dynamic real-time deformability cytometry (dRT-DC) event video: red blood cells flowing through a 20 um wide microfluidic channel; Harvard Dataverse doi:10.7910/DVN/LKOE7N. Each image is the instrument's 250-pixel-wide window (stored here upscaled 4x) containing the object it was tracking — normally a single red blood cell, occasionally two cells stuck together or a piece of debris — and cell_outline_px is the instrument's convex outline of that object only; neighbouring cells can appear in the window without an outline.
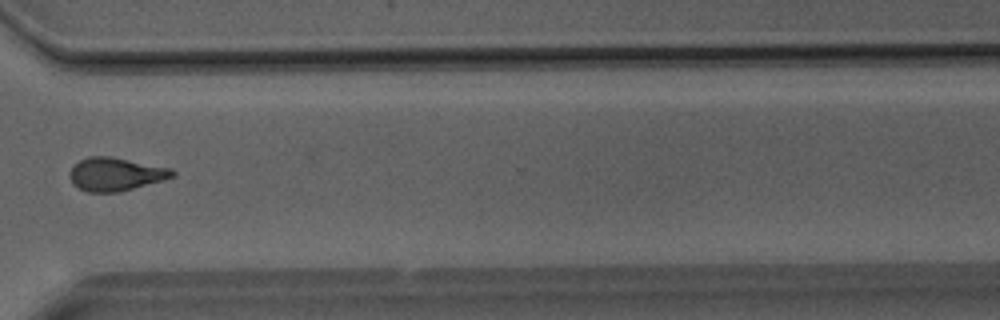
{"species": "Egyptian fruit bat (a non-hibernating species)", "species_latin": "Rousettus aegyptiacus", "temperature_condition": "room temperature", "stored_images_in_passage": 37, "camera_frame_rate_fps": 3000, "um_per_image_px": 0.085, "animal": {"sex": "male"}, "frame": {"image": 1, "passage_image": 27, "time_ms": 8.667, "image_size_px": [1000, 320], "cell_outline_px": [[176, 176], [164, 180], [120, 192], [88, 192], [72, 184], [68, 176], [72, 168], [80, 160], [88, 156], [112, 156], [172, 168], [176, 172]], "centroid_in_image_um": [9.86, 14.8], "position_along_channel_um": 360.7, "area_um2": 20.11}}
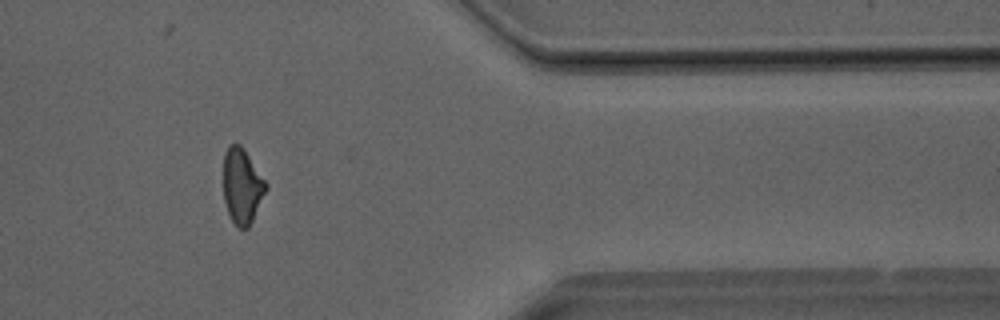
{"frame": {"image": 2, "passage_image": 30, "time_ms": 9.667, "image_size_px": [1000, 320], "cell_outline_px": [[268, 188], [248, 228], [240, 228], [232, 220], [228, 212], [224, 200], [224, 152], [228, 144], [240, 144], [244, 148], [268, 184]], "centroid_in_image_um": [20.58, 15.77], "position_along_channel_um": 390.8, "area_um2": 18.61}}
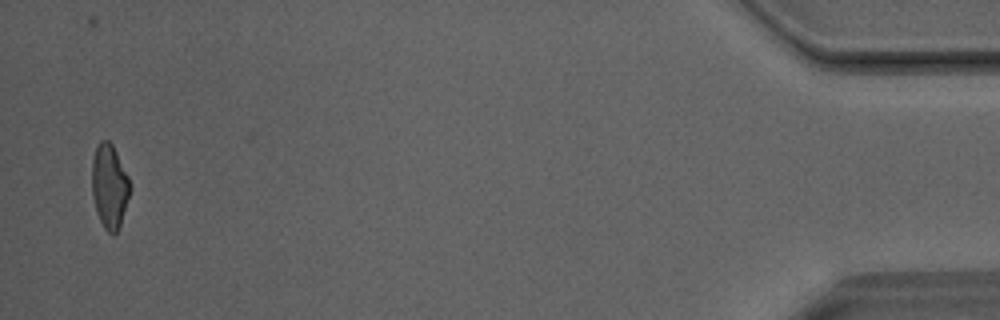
{"frame": {"image": 3, "passage_image": 36, "time_ms": 11.667, "image_size_px": [1000, 320], "cell_outline_px": [[132, 188], [120, 224], [116, 232], [108, 232], [104, 228], [96, 212], [92, 196], [92, 160], [96, 144], [100, 140], [108, 140], [112, 144], [128, 176]], "centroid_in_image_um": [9.29, 15.8], "position_along_channel_um": 425.9, "area_um2": 18.67}}